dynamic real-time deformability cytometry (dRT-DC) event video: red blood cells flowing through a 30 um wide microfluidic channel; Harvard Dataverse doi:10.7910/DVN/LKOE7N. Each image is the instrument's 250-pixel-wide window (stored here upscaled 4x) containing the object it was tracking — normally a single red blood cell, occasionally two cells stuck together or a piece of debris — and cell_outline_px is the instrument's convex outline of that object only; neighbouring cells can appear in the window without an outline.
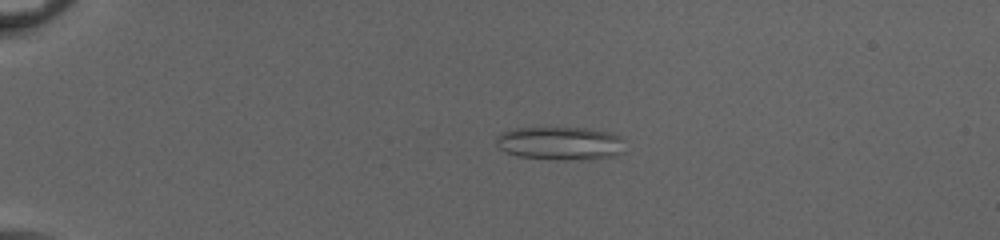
{"species": "common noctule bat (a hibernating species)", "species_latin": "Nyctalus noctula", "temperature_condition": "cold", "stored_images_in_passage": 14, "camera_frame_rate_fps": 3000, "um_per_image_px": 0.085, "animal": {"sex": "female", "body_mass_g": 20.0, "forearm_length_mm": 54.0}, "frame": {"image": 1, "passage_image": 14, "time_ms": 4.333, "image_size_px": [1000, 240], "cell_outline_px": [[624, 152], [616, 156], [596, 160], [556, 160], [516, 156], [504, 152], [496, 144], [496, 136], [500, 132], [516, 128], [584, 128], [608, 132], [620, 136], [624, 140]], "centroid_in_image_um": [47.65, 12.21], "position_along_channel_um": 37.4, "area_um2": 25.61}}